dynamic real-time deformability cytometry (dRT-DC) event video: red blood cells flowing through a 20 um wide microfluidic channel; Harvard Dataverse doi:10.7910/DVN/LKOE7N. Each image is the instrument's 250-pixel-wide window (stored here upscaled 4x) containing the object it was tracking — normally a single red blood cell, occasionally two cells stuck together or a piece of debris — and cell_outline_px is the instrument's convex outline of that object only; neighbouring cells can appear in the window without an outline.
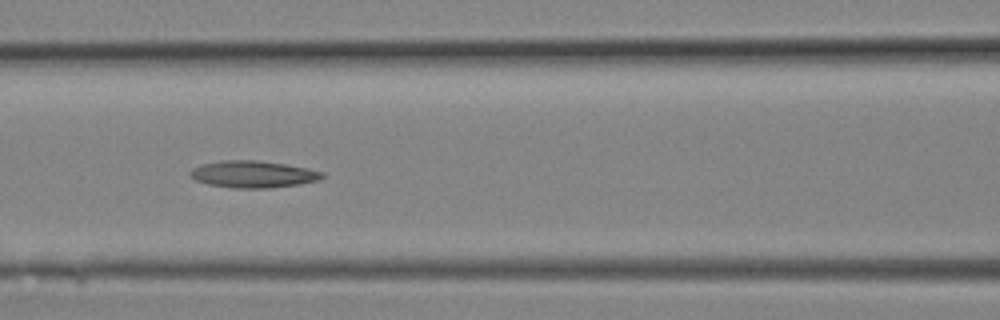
{"species": "Egyptian fruit bat (a non-hibernating species)", "species_latin": "Rousettus aegyptiacus", "temperature_condition": "room temperature", "stored_images_in_passage": 10, "camera_frame_rate_fps": 3000, "um_per_image_px": 0.085, "animal": {"sex": "female"}, "frame": {"image": 1, "passage_image": 9, "time_ms": 2.667, "image_size_px": [1000, 320], "cell_outline_px": [[324, 176], [320, 180], [300, 184], [268, 188], [232, 188], [208, 184], [196, 180], [188, 176], [188, 172], [192, 168], [200, 164], [220, 160], [256, 160], [284, 164], [308, 168], [324, 172]], "centroid_in_image_um": [21.48, 14.81], "position_along_channel_um": 145.1, "area_um2": 20.92}}
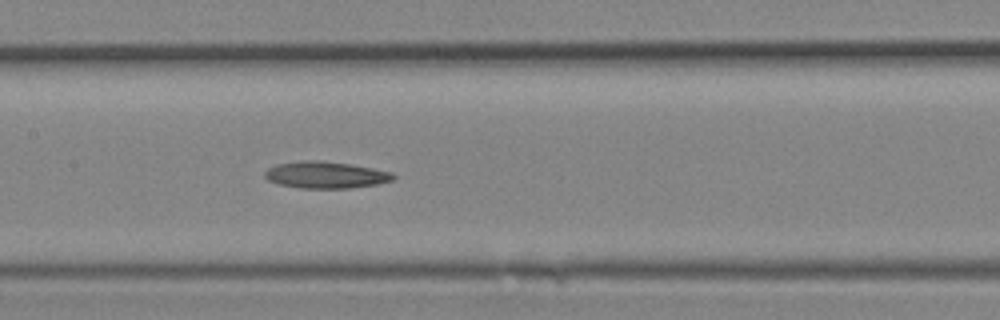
{"frame": {"image": 2, "passage_image": 10, "time_ms": 3.0, "image_size_px": [1000, 320], "cell_outline_px": [[396, 176], [392, 180], [376, 184], [348, 188], [300, 188], [280, 184], [268, 180], [264, 176], [264, 172], [268, 168], [276, 164], [304, 160], [320, 160], [348, 164], [372, 168], [392, 172]], "centroid_in_image_um": [27.66, 14.86], "position_along_channel_um": 179.7, "area_um2": 19.88}}